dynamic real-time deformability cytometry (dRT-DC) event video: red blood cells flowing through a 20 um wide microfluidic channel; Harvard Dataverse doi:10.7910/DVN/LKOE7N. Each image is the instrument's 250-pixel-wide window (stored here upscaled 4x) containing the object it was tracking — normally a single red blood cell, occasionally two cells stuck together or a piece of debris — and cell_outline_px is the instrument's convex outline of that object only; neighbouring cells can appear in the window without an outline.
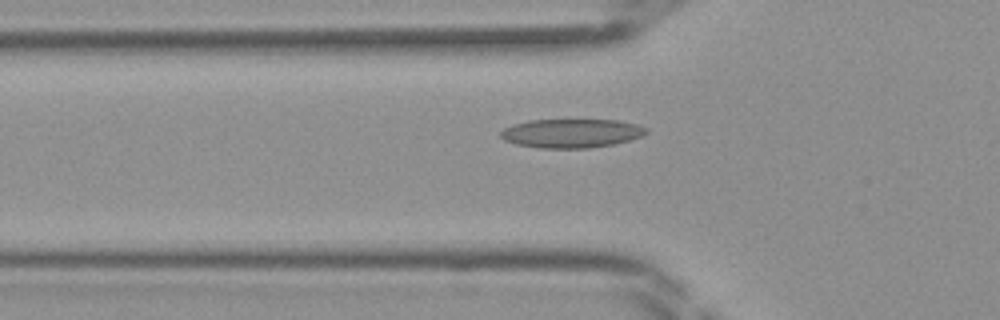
{"species": "Egyptian fruit bat (a non-hibernating species)", "species_latin": "Rousettus aegyptiacus", "temperature_condition": "room temperature", "stored_images_in_passage": 44, "camera_frame_rate_fps": 3000, "um_per_image_px": 0.085, "frame": {"image": 1, "passage_image": 15, "time_ms": 4.667, "image_size_px": [1000, 320], "cell_outline_px": [[648, 132], [644, 136], [612, 144], [588, 148], [540, 148], [516, 144], [504, 140], [500, 136], [500, 132], [504, 128], [512, 124], [528, 120], [620, 120], [636, 124], [648, 128]], "centroid_in_image_um": [48.57, 11.32], "position_along_channel_um": 77.2, "area_um2": 24.57}}
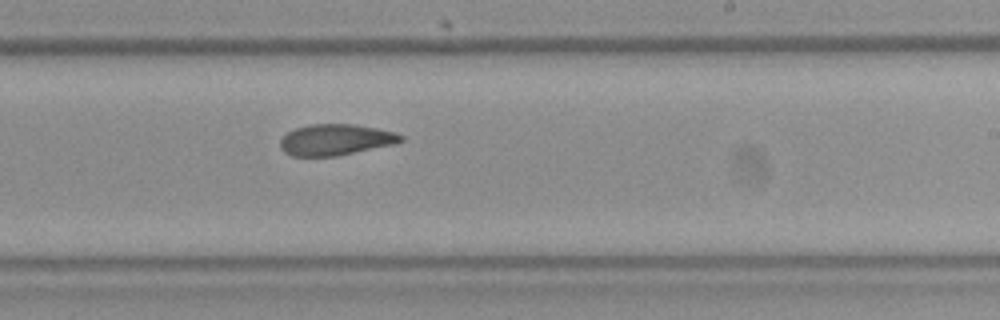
{"frame": {"image": 2, "passage_image": 27, "time_ms": 8.667, "image_size_px": [1000, 320], "cell_outline_px": [[404, 140], [396, 144], [336, 156], [292, 156], [284, 152], [280, 148], [280, 140], [288, 132], [296, 128], [308, 124], [352, 124], [376, 128], [396, 132], [404, 136]], "centroid_in_image_um": [28.55, 11.88], "position_along_channel_um": 260.5, "area_um2": 21.96}}
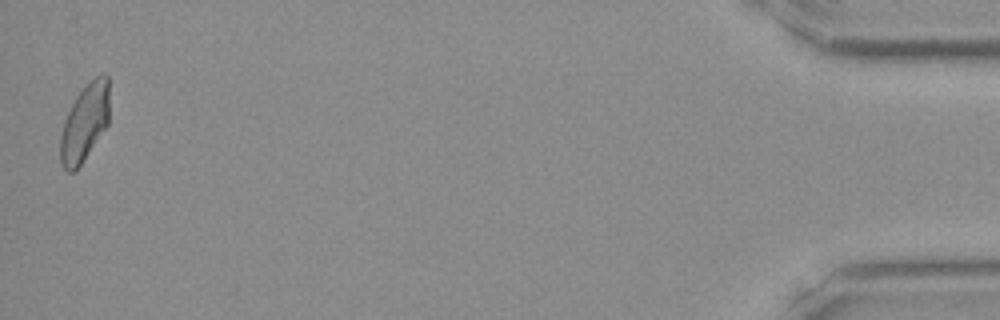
{"frame": {"image": 3, "passage_image": 44, "time_ms": 14.333, "image_size_px": [1000, 320], "cell_outline_px": [[108, 124], [80, 164], [72, 172], [68, 172], [64, 168], [60, 160], [60, 136], [64, 120], [76, 96], [96, 76], [104, 72], [108, 76]], "centroid_in_image_um": [7.19, 10.41], "position_along_channel_um": 428.0, "area_um2": 21.56}}